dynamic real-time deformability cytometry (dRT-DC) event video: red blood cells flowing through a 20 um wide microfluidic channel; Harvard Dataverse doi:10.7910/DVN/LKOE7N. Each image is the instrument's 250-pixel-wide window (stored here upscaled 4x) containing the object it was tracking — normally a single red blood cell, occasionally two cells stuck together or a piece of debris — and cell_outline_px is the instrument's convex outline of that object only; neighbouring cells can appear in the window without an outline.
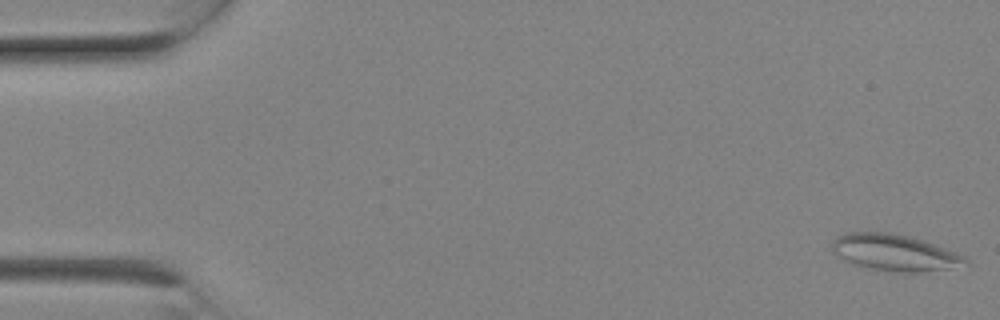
{"species": "Egyptian fruit bat (a non-hibernating species)", "species_latin": "Rousettus aegyptiacus", "temperature_condition": "room temperature", "stored_images_in_passage": 8, "camera_frame_rate_fps": 3000, "um_per_image_px": 0.085, "animal": {"sex": "female"}, "frame": {"image": 1, "passage_image": 1, "time_ms": 0.0, "image_size_px": [1000, 320], "cell_outline_px": [[972, 264], [952, 268], [920, 272], [900, 272], [872, 268], [852, 264], [836, 256], [832, 252], [832, 240], [836, 236], [844, 232], [888, 232], [920, 240], [956, 252], [964, 256]], "centroid_in_image_um": [76.01, 21.47], "position_along_channel_um": 9.0, "area_um2": 28.21}}